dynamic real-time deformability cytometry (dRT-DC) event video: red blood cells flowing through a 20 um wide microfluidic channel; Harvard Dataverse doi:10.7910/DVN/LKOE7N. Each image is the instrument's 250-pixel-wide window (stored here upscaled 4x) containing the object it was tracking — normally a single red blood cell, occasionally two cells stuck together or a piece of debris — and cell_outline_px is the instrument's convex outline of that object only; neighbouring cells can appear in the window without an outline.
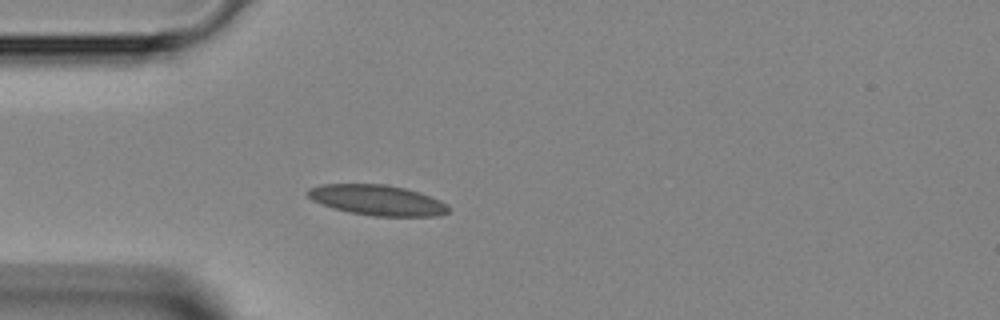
{"species": "Egyptian fruit bat (a non-hibernating species)", "species_latin": "Rousettus aegyptiacus", "temperature_condition": "room temperature", "stored_images_in_passage": 26, "camera_frame_rate_fps": 3000, "um_per_image_px": 0.085, "animal": {"sex": "female"}, "frame": {"image": 1, "passage_image": 6, "time_ms": 1.667, "image_size_px": [1000, 320], "cell_outline_px": [[448, 212], [436, 216], [372, 216], [348, 212], [332, 208], [312, 200], [304, 192], [308, 188], [320, 184], [384, 184], [404, 188], [420, 192], [440, 200], [448, 204]], "centroid_in_image_um": [32.03, 17.01], "position_along_channel_um": 53.0, "area_um2": 25.09}}
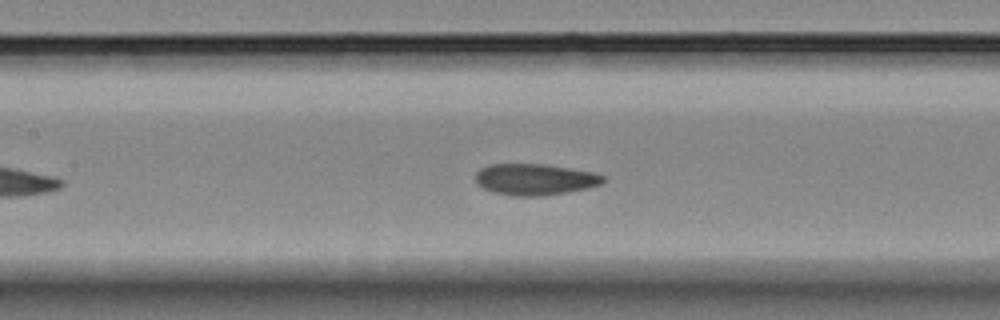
{"frame": {"image": 2, "passage_image": 14, "time_ms": 4.333, "image_size_px": [1000, 320], "cell_outline_px": [[604, 180], [600, 184], [588, 188], [544, 196], [516, 196], [492, 192], [476, 184], [476, 172], [480, 168], [488, 164], [544, 164], [592, 172], [604, 176]], "centroid_in_image_um": [45.42, 15.25], "position_along_channel_um": 162.0, "area_um2": 23.24}}
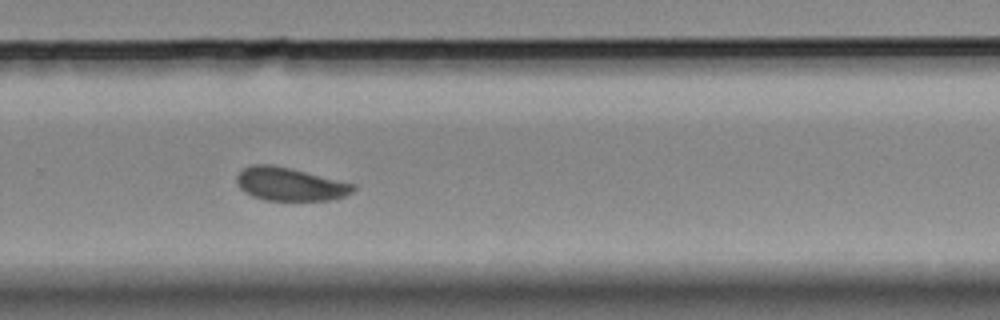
{"frame": {"image": 3, "passage_image": 24, "time_ms": 7.667, "image_size_px": [1000, 320], "cell_outline_px": [[356, 188], [352, 192], [344, 196], [332, 200], [264, 200], [252, 196], [244, 192], [236, 184], [236, 176], [244, 168], [252, 164], [272, 164], [356, 184]], "centroid_in_image_um": [24.62, 15.65], "position_along_channel_um": 305.2, "area_um2": 22.54}}